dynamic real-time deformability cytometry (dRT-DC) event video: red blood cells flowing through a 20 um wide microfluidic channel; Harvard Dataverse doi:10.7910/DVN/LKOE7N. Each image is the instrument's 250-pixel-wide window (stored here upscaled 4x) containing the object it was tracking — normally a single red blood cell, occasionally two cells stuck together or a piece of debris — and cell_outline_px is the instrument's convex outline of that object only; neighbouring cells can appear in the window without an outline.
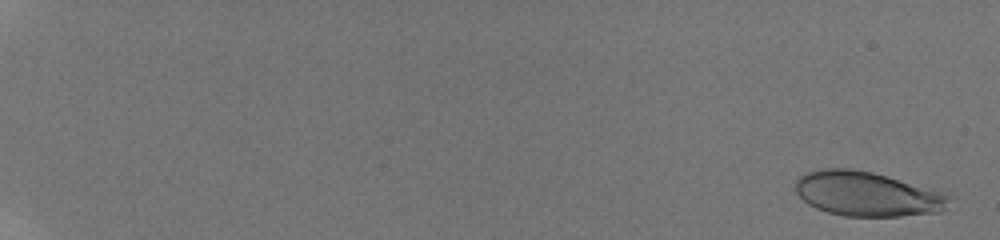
{"species": "human", "species_latin": "Homo sapiens", "temperature_condition": "room temperature", "stored_images_in_passage": 85, "camera_frame_rate_fps": 3000, "um_per_image_px": 0.085, "donor": {"sex": "male"}, "frame": {"image": 1, "passage_image": 1, "time_ms": 0.0, "image_size_px": [1000, 240], "cell_outline_px": [[948, 196], [944, 208], [940, 212], [900, 216], [844, 216], [828, 212], [816, 208], [808, 204], [796, 192], [796, 180], [804, 172], [824, 168], [848, 168], [872, 172], [944, 192]], "centroid_in_image_um": [73.65, 16.48], "position_along_channel_um": 11.4, "area_um2": 39.54}}
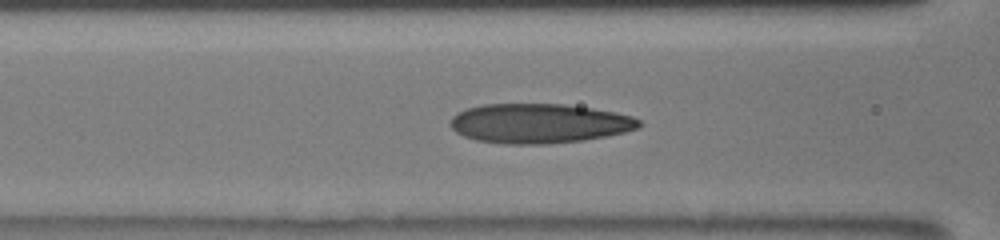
{"frame": {"image": 2, "passage_image": 42, "time_ms": 8.667, "image_size_px": [1000, 240], "cell_outline_px": [[644, 124], [640, 128], [624, 132], [584, 140], [548, 144], [504, 144], [476, 140], [464, 136], [456, 132], [452, 128], [452, 116], [456, 112], [468, 108], [484, 104], [564, 104], [592, 108], [616, 112], [632, 116], [640, 120]], "centroid_in_image_um": [45.85, 10.49], "position_along_channel_um": 120.7, "area_um2": 43.64}}
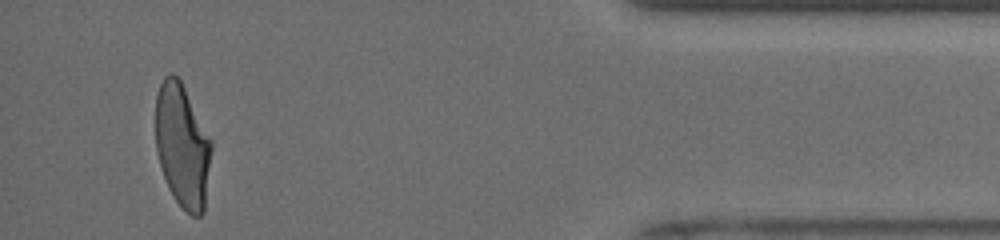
{"frame": {"image": 3, "passage_image": 83, "time_ms": 17.333, "image_size_px": [1000, 240], "cell_outline_px": [[212, 148], [204, 212], [200, 216], [192, 216], [176, 200], [168, 188], [160, 164], [156, 148], [156, 96], [160, 84], [164, 76], [168, 72], [172, 72], [180, 80], [212, 140]], "centroid_in_image_um": [15.5, 12.37], "position_along_channel_um": 419.7, "area_um2": 40.06}, "authors_computed_cell_mechanics": {"area_um2": 40.9224, "velocity_mm_per_s": 3.958, "shape_relaxation_time_tau1_ms": 4.5685, "shape_relaxation_time_tau2_ms": 0.9932, "deformation_change_tau1": 0.2059, "deformation_change_tau2": 0.0871}}